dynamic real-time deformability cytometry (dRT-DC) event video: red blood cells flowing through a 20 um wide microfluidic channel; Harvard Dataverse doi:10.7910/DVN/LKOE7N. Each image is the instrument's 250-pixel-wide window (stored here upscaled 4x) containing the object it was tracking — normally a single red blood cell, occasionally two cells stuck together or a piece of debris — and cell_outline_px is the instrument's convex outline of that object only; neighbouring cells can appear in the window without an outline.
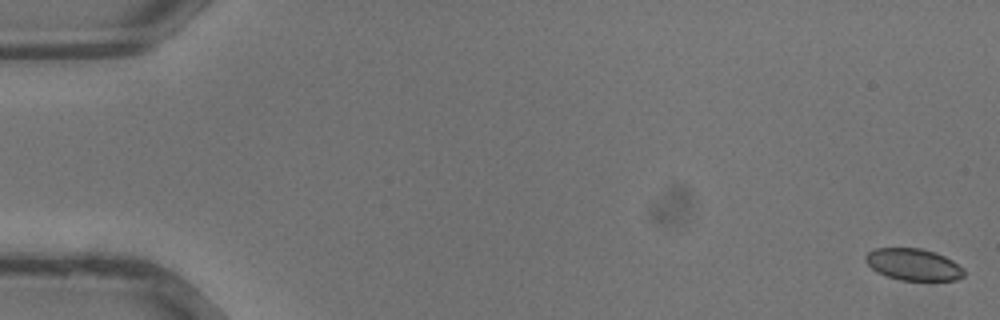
{"species": "common noctule bat (a hibernating species)", "species_latin": "Nyctalus noctula", "temperature_condition": "warm", "stored_images_in_passage": 37, "camera_frame_rate_fps": 3000, "um_per_image_px": 0.085, "animal": {"sex": "male", "body_mass_g": 13.3}, "frame": {"image": 1, "passage_image": 1, "time_ms": 0.0, "image_size_px": [1000, 320], "cell_outline_px": [[964, 276], [956, 280], [900, 280], [876, 272], [864, 260], [864, 256], [868, 252], [876, 248], [920, 248], [936, 252], [952, 260], [964, 268]], "centroid_in_image_um": [77.64, 22.48], "position_along_channel_um": 7.4, "area_um2": 18.26}}
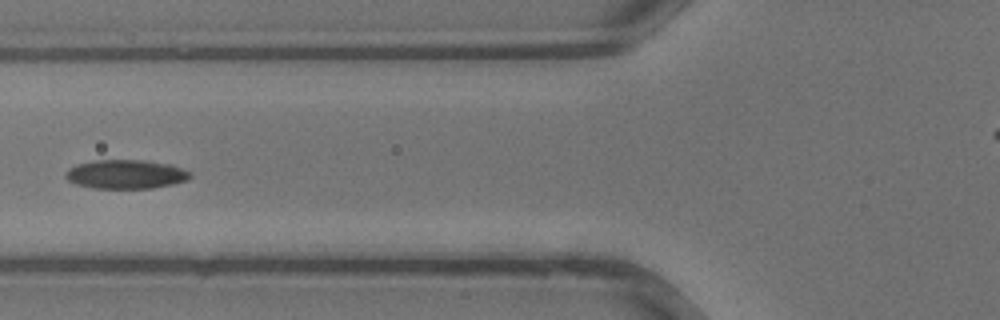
{"frame": {"image": 2, "passage_image": 15, "time_ms": 4.667, "image_size_px": [1000, 320], "cell_outline_px": [[192, 176], [188, 180], [172, 184], [152, 188], [92, 188], [76, 184], [68, 180], [64, 176], [64, 172], [68, 168], [76, 164], [92, 160], [144, 160], [172, 164], [192, 172]], "centroid_in_image_um": [10.69, 14.8], "position_along_channel_um": 115.1, "area_um2": 21.33}}
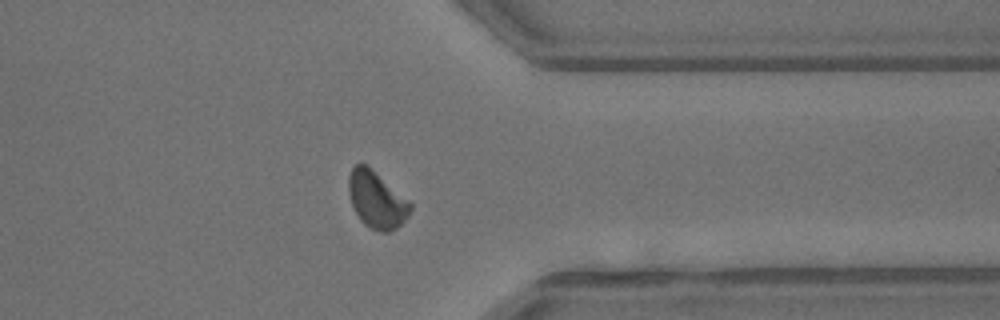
{"frame": {"image": 3, "passage_image": 29, "time_ms": 9.333, "image_size_px": [1000, 320], "cell_outline_px": [[412, 208], [408, 216], [396, 228], [388, 232], [380, 232], [364, 224], [360, 220], [352, 204], [348, 192], [348, 176], [352, 168], [356, 164], [364, 164], [408, 200], [412, 204]], "centroid_in_image_um": [31.99, 17.01], "position_along_channel_um": 379.4, "area_um2": 19.88}}